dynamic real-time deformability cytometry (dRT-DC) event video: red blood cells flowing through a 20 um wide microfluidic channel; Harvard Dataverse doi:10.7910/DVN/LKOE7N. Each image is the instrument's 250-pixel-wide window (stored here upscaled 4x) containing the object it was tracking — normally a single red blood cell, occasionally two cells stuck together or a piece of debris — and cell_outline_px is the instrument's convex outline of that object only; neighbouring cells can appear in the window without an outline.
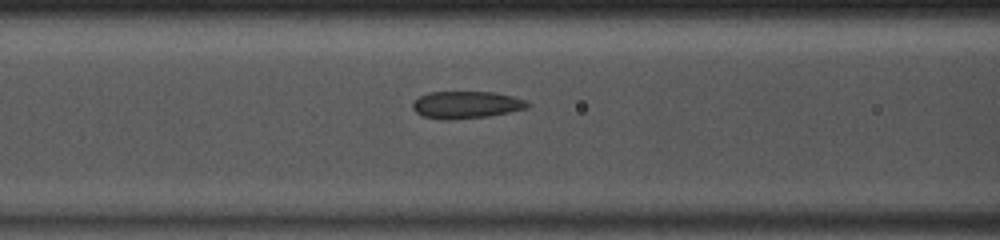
{"species": "common noctule bat (a hibernating species)", "species_latin": "Nyctalus noctula", "temperature_condition": "room temperature", "stored_images_in_passage": 49, "camera_frame_rate_fps": 3000, "um_per_image_px": 0.085, "animal": {"sex": "male", "body_mass_g": 13.0, "forearm_length_mm": 53.1}, "frame": {"image": 1, "passage_image": 21, "time_ms": 6.667, "image_size_px": [1000, 240], "cell_outline_px": [[532, 104], [528, 108], [488, 116], [448, 120], [444, 120], [424, 116], [416, 112], [412, 108], [412, 104], [420, 96], [428, 92], [492, 92], [512, 96], [528, 100]], "centroid_in_image_um": [39.66, 8.9], "position_along_channel_um": 126.9, "area_um2": 18.21}}
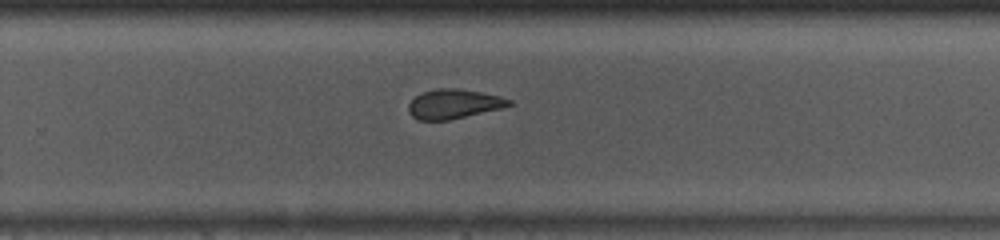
{"frame": {"image": 2, "passage_image": 33, "time_ms": 10.667, "image_size_px": [1000, 240], "cell_outline_px": [[516, 104], [500, 108], [448, 120], [416, 120], [408, 112], [408, 104], [416, 96], [424, 92], [436, 88], [456, 88], [480, 92], [500, 96], [512, 100]], "centroid_in_image_um": [38.56, 8.83], "position_along_channel_um": 291.2, "area_um2": 17.17}}
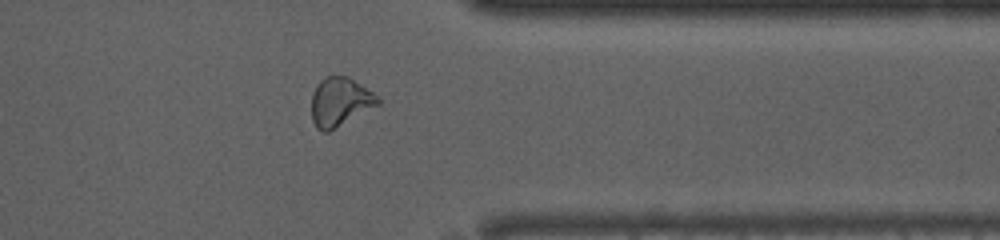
{"frame": {"image": 3, "passage_image": 40, "time_ms": 13.0, "image_size_px": [1000, 240], "cell_outline_px": [[380, 104], [328, 132], [324, 132], [316, 128], [312, 120], [312, 92], [316, 84], [320, 80], [328, 76], [348, 76], [380, 96]], "centroid_in_image_um": [28.91, 8.65], "position_along_channel_um": 382.5, "area_um2": 18.96}, "authors_computed_cell_mechanics": {"area_um2": 19.1896, "velocity_mm_per_s": 4.1, "shape_relaxation_time_tau1_ms": null, "shape_relaxation_time_tau2_ms": 1.1996, "deformation_change_tau1": null, "deformation_change_tau2": 0.0731}}